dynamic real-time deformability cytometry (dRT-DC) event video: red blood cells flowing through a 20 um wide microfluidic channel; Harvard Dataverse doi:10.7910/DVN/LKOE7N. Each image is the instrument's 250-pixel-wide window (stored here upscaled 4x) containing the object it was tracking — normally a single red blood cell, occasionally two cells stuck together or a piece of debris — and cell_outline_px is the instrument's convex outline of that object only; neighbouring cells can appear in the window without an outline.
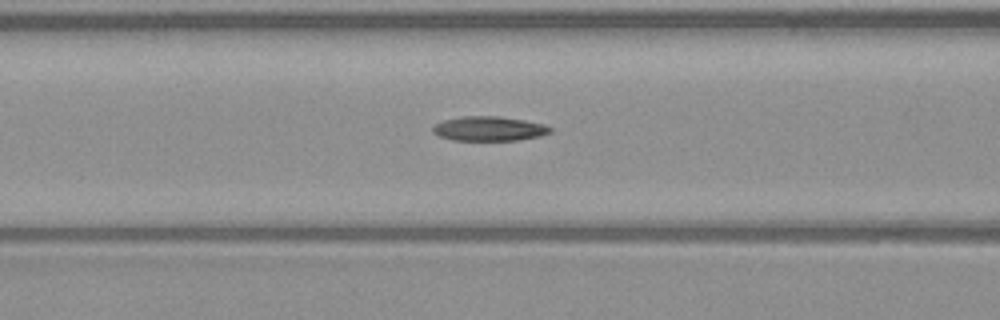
{"species": "common noctule bat (a hibernating species)", "species_latin": "Nyctalus noctula", "temperature_condition": "warm", "stored_images_in_passage": 14, "camera_frame_rate_fps": 3000, "um_per_image_px": 0.085, "animal": {"sex": "male", "body_mass_g": 23.1, "forearm_length_mm": 52.7}, "frame": {"image": 1, "passage_image": 12, "time_ms": 3.667, "image_size_px": [1000, 320], "cell_outline_px": [[552, 132], [540, 136], [520, 140], [452, 140], [440, 136], [432, 132], [432, 128], [436, 124], [444, 120], [460, 116], [500, 116], [524, 120], [544, 124], [552, 128]], "centroid_in_image_um": [41.59, 10.93], "position_along_channel_um": 125.0, "area_um2": 16.82}}